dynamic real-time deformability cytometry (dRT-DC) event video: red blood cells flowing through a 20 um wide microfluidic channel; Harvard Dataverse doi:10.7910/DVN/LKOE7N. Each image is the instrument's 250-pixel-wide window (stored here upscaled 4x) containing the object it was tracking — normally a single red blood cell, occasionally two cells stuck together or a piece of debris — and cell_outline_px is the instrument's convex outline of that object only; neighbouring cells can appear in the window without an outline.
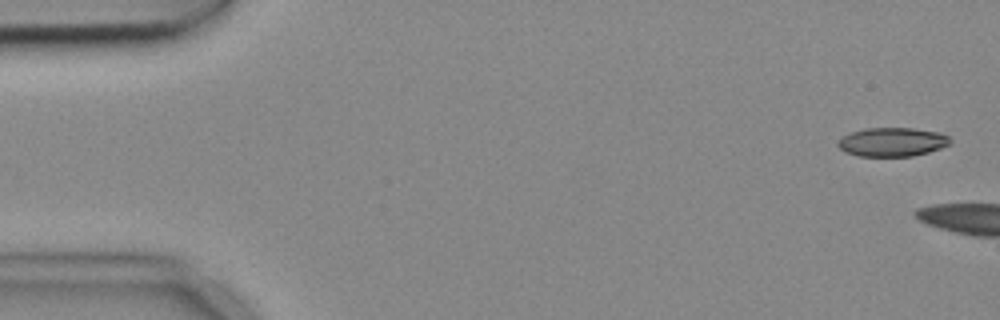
{"species": "common noctule bat (a hibernating species)", "species_latin": "Nyctalus noctula", "temperature_condition": "cold", "stored_images_in_passage": 3, "camera_frame_rate_fps": 3000, "um_per_image_px": 0.085, "animal": {"sex": "female", "body_mass_g": 18.4}, "frame": {"image": 1, "passage_image": 1, "time_ms": 0.0, "image_size_px": [1000, 320], "cell_outline_px": [[952, 144], [928, 152], [912, 156], [860, 156], [844, 152], [836, 144], [844, 136], [852, 132], [864, 128], [912, 128], [940, 132], [948, 136], [952, 140]], "centroid_in_image_um": [75.87, 12.07], "position_along_channel_um": 9.1, "area_um2": 18.9}}